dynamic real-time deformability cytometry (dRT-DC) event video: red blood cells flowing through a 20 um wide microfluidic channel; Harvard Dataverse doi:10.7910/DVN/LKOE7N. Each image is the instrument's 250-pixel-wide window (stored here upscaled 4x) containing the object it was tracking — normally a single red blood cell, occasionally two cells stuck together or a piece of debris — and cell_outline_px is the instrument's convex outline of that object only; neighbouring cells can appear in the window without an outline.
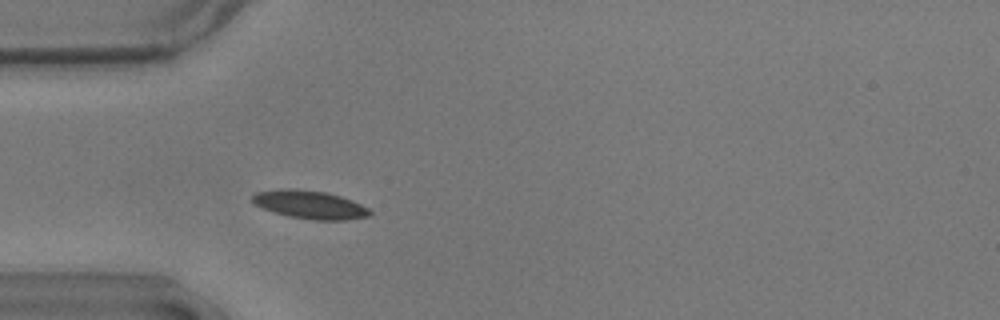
{"species": "common noctule bat (a hibernating species)", "species_latin": "Nyctalus noctula", "temperature_condition": "warm", "stored_images_in_passage": 41, "camera_frame_rate_fps": 3000, "um_per_image_px": 0.085, "animal": {"sex": "male", "body_mass_g": 17.9}, "frame": {"image": 1, "passage_image": 1, "time_ms": 0.0, "image_size_px": [1000, 320], "cell_outline_px": [[372, 212], [368, 216], [344, 220], [312, 220], [288, 216], [264, 208], [256, 204], [252, 200], [252, 196], [256, 192], [276, 188], [296, 188], [324, 192], [340, 196], [352, 200], [368, 208]], "centroid_in_image_um": [26.33, 17.38], "position_along_channel_um": 58.7, "area_um2": 19.25}}
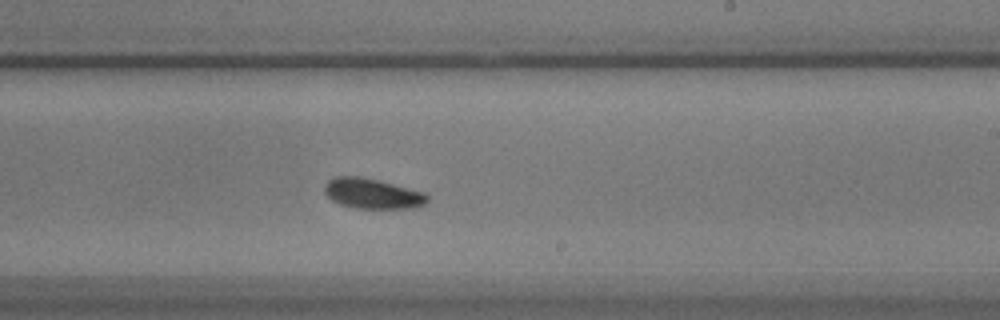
{"frame": {"image": 2, "passage_image": 18, "time_ms": 5.667, "image_size_px": [1000, 320], "cell_outline_px": [[428, 200], [424, 204], [412, 208], [356, 208], [340, 204], [332, 200], [324, 192], [324, 184], [328, 180], [336, 176], [360, 176], [380, 180], [424, 192], [428, 196]], "centroid_in_image_um": [31.63, 16.44], "position_along_channel_um": 257.4, "area_um2": 18.15}}
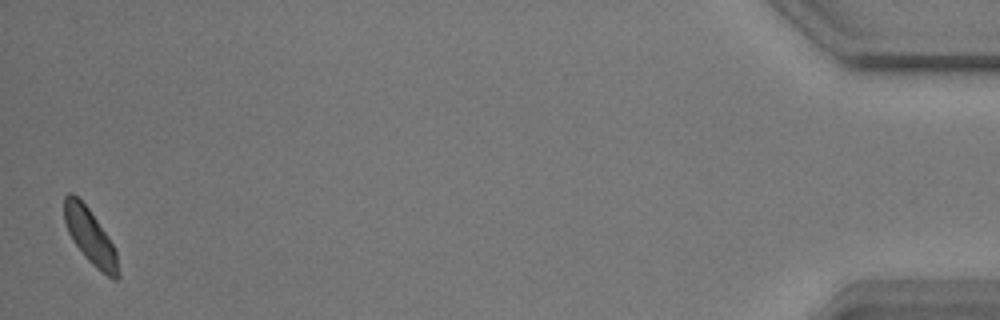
{"frame": {"image": 3, "passage_image": 40, "time_ms": 13.0, "image_size_px": [1000, 320], "cell_outline_px": [[120, 276], [116, 280], [112, 280], [96, 268], [84, 256], [72, 240], [68, 232], [64, 220], [64, 196], [68, 192], [72, 192], [88, 208], [108, 236], [116, 248], [120, 272]], "centroid_in_image_um": [7.69, 20.14], "position_along_channel_um": 427.5, "area_um2": 17.51}, "authors_computed_cell_mechanics": {"area_um2": 17.9758, "velocity_mm_per_s": 3.5555, "shape_relaxation_time_tau1_ms": 1.5143, "shape_relaxation_time_tau2_ms": 3.5216, "deformation_change_tau1": 0.0863, "deformation_change_tau2": 0.0762}}